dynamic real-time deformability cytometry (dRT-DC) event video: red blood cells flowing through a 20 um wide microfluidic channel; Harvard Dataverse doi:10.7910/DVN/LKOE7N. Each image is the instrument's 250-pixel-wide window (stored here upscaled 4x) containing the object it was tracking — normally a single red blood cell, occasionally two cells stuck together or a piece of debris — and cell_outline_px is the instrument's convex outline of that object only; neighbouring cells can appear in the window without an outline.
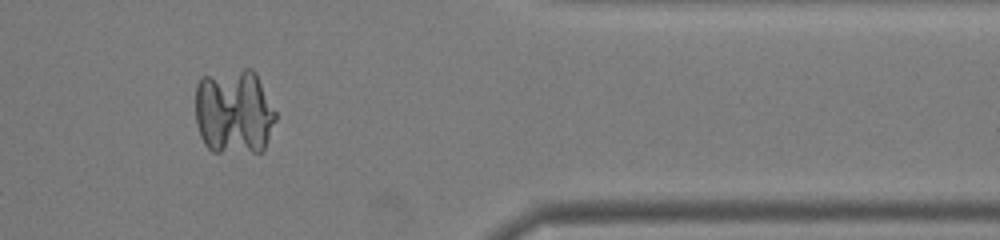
{"species": "common noctule bat (a hibernating species)", "species_latin": "Nyctalus noctula", "temperature_condition": "warm", "stored_images_in_passage": 47, "camera_frame_rate_fps": 3000, "um_per_image_px": 0.085, "animal": {"sex": "male", "body_mass_g": 19.0, "forearm_length_mm": 50.8}, "frame": {"image": 1, "passage_image": 40, "time_ms": 13.0, "image_size_px": [1000, 240], "cell_outline_px": [[276, 120], [264, 148], [260, 152], [212, 152], [204, 144], [200, 136], [196, 124], [196, 84], [200, 76], [244, 68], [252, 68], [256, 72], [276, 112]], "centroid_in_image_um": [19.87, 9.49], "position_along_channel_um": 391.5, "area_um2": 40.58}}